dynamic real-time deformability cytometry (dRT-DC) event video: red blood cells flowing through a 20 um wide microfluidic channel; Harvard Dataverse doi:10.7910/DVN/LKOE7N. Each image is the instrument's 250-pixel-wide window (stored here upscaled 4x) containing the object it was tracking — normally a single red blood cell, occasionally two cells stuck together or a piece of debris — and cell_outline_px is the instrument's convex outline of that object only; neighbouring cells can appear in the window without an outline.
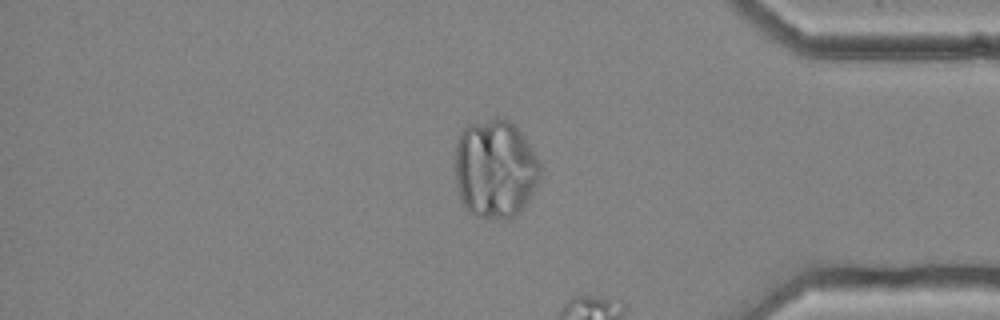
{"species": "common noctule bat (a hibernating species)", "species_latin": "Nyctalus noctula", "temperature_condition": "cold", "stored_images_in_passage": 55, "segment_of_instrument_passage": [2, 2], "camera_frame_rate_fps": 3000, "um_per_image_px": 0.085, "animal": {"sex": "female", "body_mass_g": 25.1}, "frame": {"image": 1, "passage_image": 47, "time_ms": 15.333, "image_size_px": [1000, 320], "cell_outline_px": [[540, 180], [528, 200], [520, 212], [508, 220], [476, 216], [468, 212], [460, 196], [456, 184], [456, 140], [460, 132], [468, 124], [496, 116], [504, 116], [516, 124], [540, 160]], "centroid_in_image_um": [42.11, 14.31], "position_along_channel_um": 393.1, "area_um2": 49.82}}